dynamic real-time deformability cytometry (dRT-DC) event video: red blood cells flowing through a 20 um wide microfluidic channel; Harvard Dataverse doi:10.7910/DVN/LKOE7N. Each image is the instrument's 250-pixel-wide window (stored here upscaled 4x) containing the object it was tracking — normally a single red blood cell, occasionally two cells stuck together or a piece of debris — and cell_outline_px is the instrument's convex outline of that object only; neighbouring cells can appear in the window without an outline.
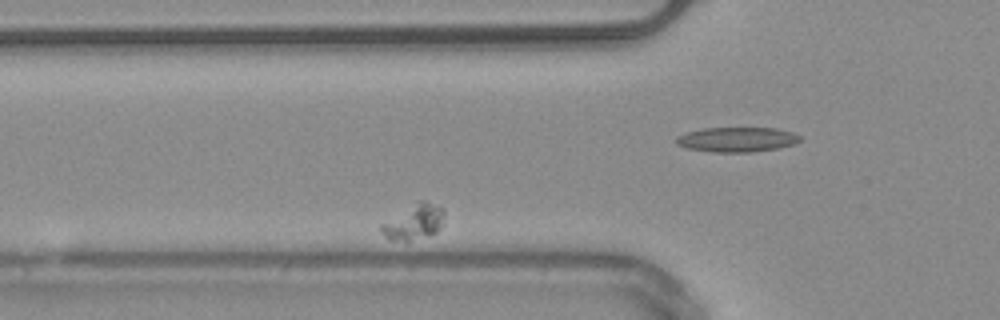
{"species": "common noctule bat (a hibernating species)", "species_latin": "Nyctalus noctula", "temperature_condition": "warm", "stored_images_in_passage": 38, "camera_frame_rate_fps": 3000, "um_per_image_px": 0.085, "animal": {"sex": "male", "body_mass_g": 20.4}, "frame": {"image": 1, "passage_image": 6, "time_ms": 1.667, "image_size_px": [1000, 320], "cell_outline_px": [[444, 224], [436, 232], [408, 244], [392, 240], [384, 236], [380, 232], [380, 224], [420, 200], [424, 200], [444, 208]], "centroid_in_image_um": [35.19, 18.93], "position_along_channel_um": 90.6, "area_um2": 13.29}}